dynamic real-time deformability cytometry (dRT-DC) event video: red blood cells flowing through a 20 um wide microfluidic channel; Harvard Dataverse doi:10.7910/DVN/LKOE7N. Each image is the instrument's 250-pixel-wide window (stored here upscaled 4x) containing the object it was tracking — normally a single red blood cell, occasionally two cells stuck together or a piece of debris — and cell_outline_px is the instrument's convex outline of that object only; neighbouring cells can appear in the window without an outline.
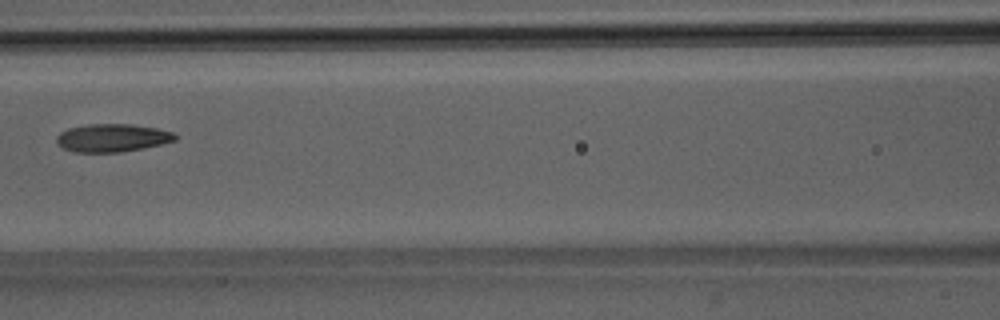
{"species": "Egyptian fruit bat (a non-hibernating species)", "species_latin": "Rousettus aegyptiacus", "temperature_condition": "room temperature", "stored_images_in_passage": 8, "camera_frame_rate_fps": 3000, "um_per_image_px": 0.085, "animal": {"sex": "male"}, "frame": {"image": 1, "passage_image": 7, "time_ms": 7.667, "image_size_px": [1000, 320], "cell_outline_px": [[176, 140], [144, 148], [120, 152], [72, 152], [64, 148], [56, 140], [56, 136], [60, 132], [68, 128], [88, 124], [132, 124], [156, 128], [172, 132], [176, 136]], "centroid_in_image_um": [9.52, 11.71], "position_along_channel_um": 157.1, "area_um2": 19.25}}